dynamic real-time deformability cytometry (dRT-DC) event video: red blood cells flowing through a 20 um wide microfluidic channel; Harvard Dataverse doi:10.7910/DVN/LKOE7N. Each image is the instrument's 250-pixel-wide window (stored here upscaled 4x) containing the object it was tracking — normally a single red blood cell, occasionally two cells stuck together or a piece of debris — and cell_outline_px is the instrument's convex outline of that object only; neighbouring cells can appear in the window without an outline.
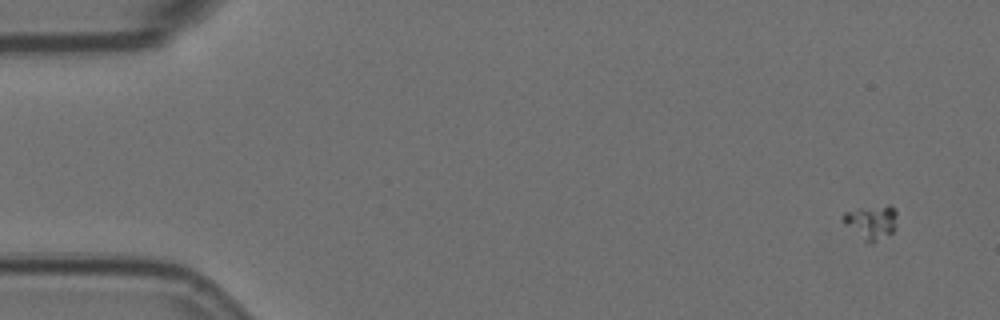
{"species": "Egyptian fruit bat (a non-hibernating species)", "species_latin": "Rousettus aegyptiacus", "temperature_condition": "room temperature", "stored_images_in_passage": 6, "segment_of_instrument_passage": [1, 2], "camera_frame_rate_fps": 3000, "um_per_image_px": 0.085, "animal": {"sex": "female"}, "frame": {"image": 1, "passage_image": 1, "time_ms": 0.0, "image_size_px": [1000, 320], "cell_outline_px": [[896, 228], [892, 232], [872, 244], [864, 240], [844, 224], [840, 220], [844, 212], [856, 208], [888, 204], [896, 208]], "centroid_in_image_um": [74.06, 18.84], "position_along_channel_um": 10.9, "area_um2": 10.98}}